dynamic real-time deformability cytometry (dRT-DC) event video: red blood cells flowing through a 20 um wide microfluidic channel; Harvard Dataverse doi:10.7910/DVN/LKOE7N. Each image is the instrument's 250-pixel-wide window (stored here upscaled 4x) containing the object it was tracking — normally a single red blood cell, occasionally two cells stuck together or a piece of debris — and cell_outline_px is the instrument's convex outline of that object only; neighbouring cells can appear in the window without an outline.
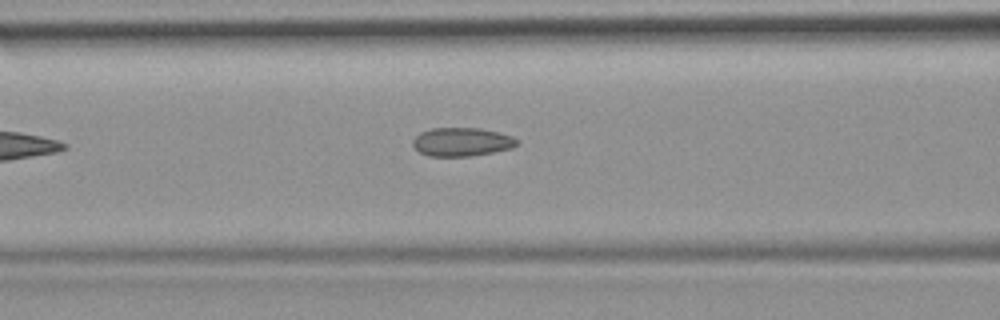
{"species": "common noctule bat (a hibernating species)", "species_latin": "Nyctalus noctula", "temperature_condition": "room temperature", "stored_images_in_passage": 4, "camera_frame_rate_fps": 3000, "um_per_image_px": 0.085, "animal": {"sex": "female", "body_mass_g": 19.9}, "frame": {"image": 1, "passage_image": 4, "time_ms": 3.333, "image_size_px": [1000, 320], "cell_outline_px": [[520, 144], [512, 148], [472, 156], [428, 156], [420, 152], [412, 144], [412, 140], [420, 132], [432, 128], [480, 128], [512, 136], [520, 140]], "centroid_in_image_um": [39.27, 12.06], "position_along_channel_um": 127.3, "area_um2": 17.4}}